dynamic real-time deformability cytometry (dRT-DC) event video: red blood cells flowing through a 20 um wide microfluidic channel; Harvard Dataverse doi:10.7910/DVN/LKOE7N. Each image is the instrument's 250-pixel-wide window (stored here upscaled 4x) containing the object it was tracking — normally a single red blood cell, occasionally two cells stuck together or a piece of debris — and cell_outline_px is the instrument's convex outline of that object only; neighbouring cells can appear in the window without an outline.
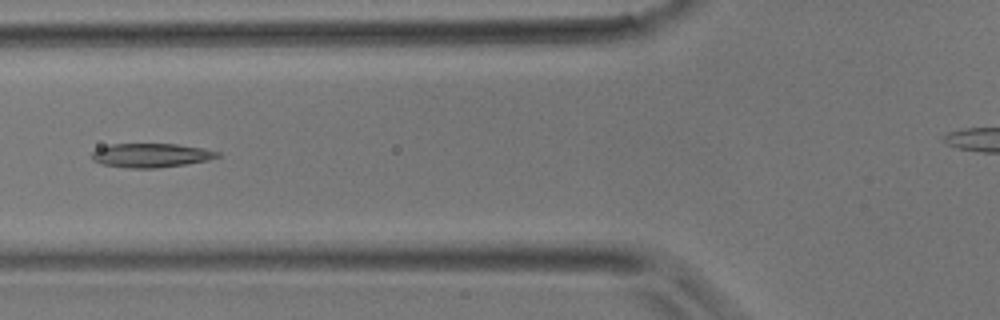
{"species": "common noctule bat (a hibernating species)", "species_latin": "Nyctalus noctula", "temperature_condition": "room temperature", "stored_images_in_passage": 4, "camera_frame_rate_fps": 3000, "um_per_image_px": 0.085, "animal": {"sex": "male", "body_mass_g": 17.9}, "frame": {"image": 1, "passage_image": 4, "time_ms": 1.0, "image_size_px": [1000, 320], "cell_outline_px": [[220, 156], [208, 160], [184, 164], [156, 168], [128, 168], [104, 164], [92, 160], [92, 152], [96, 148], [112, 144], [176, 144], [200, 148], [220, 152]], "centroid_in_image_um": [12.81, 13.2], "position_along_channel_um": 113.0, "area_um2": 17.4}}